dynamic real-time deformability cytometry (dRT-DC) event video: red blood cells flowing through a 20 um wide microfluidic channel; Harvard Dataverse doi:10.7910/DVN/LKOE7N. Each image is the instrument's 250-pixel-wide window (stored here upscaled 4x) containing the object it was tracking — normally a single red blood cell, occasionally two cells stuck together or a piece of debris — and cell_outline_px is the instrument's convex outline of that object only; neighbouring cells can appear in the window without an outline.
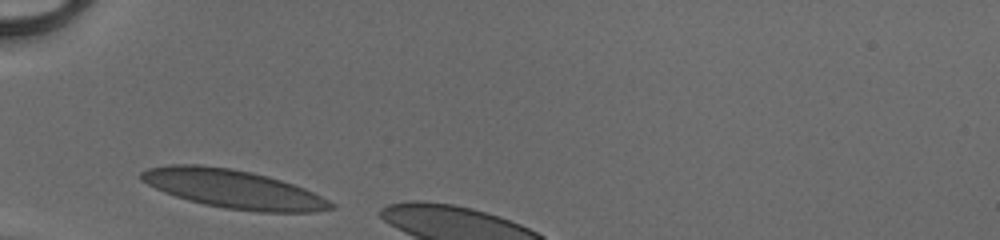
{"species": "human", "species_latin": "Homo sapiens", "temperature_condition": "cold", "stored_images_in_passage": 5, "camera_frame_rate_fps": 3000, "um_per_image_px": 0.085, "donor": {"sex": "male"}, "frame": {"image": 1, "passage_image": 1, "time_ms": 0.0, "image_size_px": [1000, 240], "cell_outline_px": [[336, 204], [332, 208], [312, 212], [260, 212], [224, 208], [204, 204], [188, 200], [164, 192], [140, 180], [140, 172], [148, 168], [172, 164], [200, 164], [232, 168], [252, 172], [268, 176], [304, 188]], "centroid_in_image_um": [19.8, 16.05], "position_along_channel_um": 65.2, "area_um2": 42.43}}